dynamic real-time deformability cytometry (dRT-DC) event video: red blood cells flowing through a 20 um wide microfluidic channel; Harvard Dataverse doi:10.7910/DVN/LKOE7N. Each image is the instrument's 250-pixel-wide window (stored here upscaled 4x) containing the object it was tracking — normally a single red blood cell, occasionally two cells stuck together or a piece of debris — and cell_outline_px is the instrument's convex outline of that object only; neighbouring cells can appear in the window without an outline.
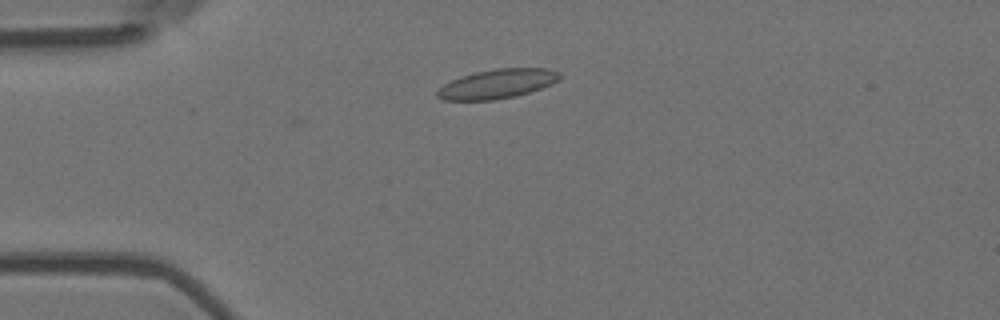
{"species": "Egyptian fruit bat (a non-hibernating species)", "species_latin": "Rousettus aegyptiacus", "temperature_condition": "room temperature", "stored_images_in_passage": 3, "camera_frame_rate_fps": 3000, "um_per_image_px": 0.085, "animal": {"sex": "female"}, "frame": {"image": 1, "passage_image": 3, "time_ms": 0.667, "image_size_px": [1000, 320], "cell_outline_px": [[560, 80], [552, 84], [528, 92], [496, 100], [444, 100], [436, 96], [436, 92], [444, 84], [460, 76], [476, 72], [496, 68], [548, 64], [552, 64], [560, 72]], "centroid_in_image_um": [42.43, 7.05], "position_along_channel_um": 42.6, "area_um2": 21.85}}